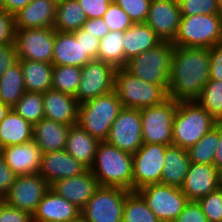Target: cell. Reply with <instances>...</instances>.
<instances>
[{
    "label": "cell",
    "instance_id": "obj_52",
    "mask_svg": "<svg viewBox=\"0 0 222 222\" xmlns=\"http://www.w3.org/2000/svg\"><path fill=\"white\" fill-rule=\"evenodd\" d=\"M31 0H3L4 11L15 15L23 9Z\"/></svg>",
    "mask_w": 222,
    "mask_h": 222
},
{
    "label": "cell",
    "instance_id": "obj_37",
    "mask_svg": "<svg viewBox=\"0 0 222 222\" xmlns=\"http://www.w3.org/2000/svg\"><path fill=\"white\" fill-rule=\"evenodd\" d=\"M81 77V67L53 66L51 89L75 96Z\"/></svg>",
    "mask_w": 222,
    "mask_h": 222
},
{
    "label": "cell",
    "instance_id": "obj_19",
    "mask_svg": "<svg viewBox=\"0 0 222 222\" xmlns=\"http://www.w3.org/2000/svg\"><path fill=\"white\" fill-rule=\"evenodd\" d=\"M53 66L83 67L92 61L83 51L81 29L74 32H55Z\"/></svg>",
    "mask_w": 222,
    "mask_h": 222
},
{
    "label": "cell",
    "instance_id": "obj_57",
    "mask_svg": "<svg viewBox=\"0 0 222 222\" xmlns=\"http://www.w3.org/2000/svg\"><path fill=\"white\" fill-rule=\"evenodd\" d=\"M4 10L3 0H0V11Z\"/></svg>",
    "mask_w": 222,
    "mask_h": 222
},
{
    "label": "cell",
    "instance_id": "obj_7",
    "mask_svg": "<svg viewBox=\"0 0 222 222\" xmlns=\"http://www.w3.org/2000/svg\"><path fill=\"white\" fill-rule=\"evenodd\" d=\"M175 46L210 48L222 43V14L182 16Z\"/></svg>",
    "mask_w": 222,
    "mask_h": 222
},
{
    "label": "cell",
    "instance_id": "obj_24",
    "mask_svg": "<svg viewBox=\"0 0 222 222\" xmlns=\"http://www.w3.org/2000/svg\"><path fill=\"white\" fill-rule=\"evenodd\" d=\"M80 211L77 206L50 188L32 217L42 222H67L80 216Z\"/></svg>",
    "mask_w": 222,
    "mask_h": 222
},
{
    "label": "cell",
    "instance_id": "obj_36",
    "mask_svg": "<svg viewBox=\"0 0 222 222\" xmlns=\"http://www.w3.org/2000/svg\"><path fill=\"white\" fill-rule=\"evenodd\" d=\"M216 122H222V81L208 80L195 100Z\"/></svg>",
    "mask_w": 222,
    "mask_h": 222
},
{
    "label": "cell",
    "instance_id": "obj_28",
    "mask_svg": "<svg viewBox=\"0 0 222 222\" xmlns=\"http://www.w3.org/2000/svg\"><path fill=\"white\" fill-rule=\"evenodd\" d=\"M99 142L77 124L70 127L65 150L90 169L94 163Z\"/></svg>",
    "mask_w": 222,
    "mask_h": 222
},
{
    "label": "cell",
    "instance_id": "obj_40",
    "mask_svg": "<svg viewBox=\"0 0 222 222\" xmlns=\"http://www.w3.org/2000/svg\"><path fill=\"white\" fill-rule=\"evenodd\" d=\"M102 19L110 31L125 32L134 23L129 15L117 4L111 3Z\"/></svg>",
    "mask_w": 222,
    "mask_h": 222
},
{
    "label": "cell",
    "instance_id": "obj_44",
    "mask_svg": "<svg viewBox=\"0 0 222 222\" xmlns=\"http://www.w3.org/2000/svg\"><path fill=\"white\" fill-rule=\"evenodd\" d=\"M174 222H208L198 201H189Z\"/></svg>",
    "mask_w": 222,
    "mask_h": 222
},
{
    "label": "cell",
    "instance_id": "obj_56",
    "mask_svg": "<svg viewBox=\"0 0 222 222\" xmlns=\"http://www.w3.org/2000/svg\"><path fill=\"white\" fill-rule=\"evenodd\" d=\"M67 222H85V220H84L83 217L80 215V216H78L76 219L71 220V221H67Z\"/></svg>",
    "mask_w": 222,
    "mask_h": 222
},
{
    "label": "cell",
    "instance_id": "obj_58",
    "mask_svg": "<svg viewBox=\"0 0 222 222\" xmlns=\"http://www.w3.org/2000/svg\"><path fill=\"white\" fill-rule=\"evenodd\" d=\"M28 222H42V221H38V220L34 219L33 217H31V219Z\"/></svg>",
    "mask_w": 222,
    "mask_h": 222
},
{
    "label": "cell",
    "instance_id": "obj_14",
    "mask_svg": "<svg viewBox=\"0 0 222 222\" xmlns=\"http://www.w3.org/2000/svg\"><path fill=\"white\" fill-rule=\"evenodd\" d=\"M49 189L50 184L39 173L17 175L3 200L10 206L33 215Z\"/></svg>",
    "mask_w": 222,
    "mask_h": 222
},
{
    "label": "cell",
    "instance_id": "obj_38",
    "mask_svg": "<svg viewBox=\"0 0 222 222\" xmlns=\"http://www.w3.org/2000/svg\"><path fill=\"white\" fill-rule=\"evenodd\" d=\"M12 110L34 125L44 118L43 93L25 92Z\"/></svg>",
    "mask_w": 222,
    "mask_h": 222
},
{
    "label": "cell",
    "instance_id": "obj_25",
    "mask_svg": "<svg viewBox=\"0 0 222 222\" xmlns=\"http://www.w3.org/2000/svg\"><path fill=\"white\" fill-rule=\"evenodd\" d=\"M70 125L46 118L33 125V140L42 154L64 150Z\"/></svg>",
    "mask_w": 222,
    "mask_h": 222
},
{
    "label": "cell",
    "instance_id": "obj_45",
    "mask_svg": "<svg viewBox=\"0 0 222 222\" xmlns=\"http://www.w3.org/2000/svg\"><path fill=\"white\" fill-rule=\"evenodd\" d=\"M31 217L30 213L14 208L4 200L0 203V222H28Z\"/></svg>",
    "mask_w": 222,
    "mask_h": 222
},
{
    "label": "cell",
    "instance_id": "obj_34",
    "mask_svg": "<svg viewBox=\"0 0 222 222\" xmlns=\"http://www.w3.org/2000/svg\"><path fill=\"white\" fill-rule=\"evenodd\" d=\"M218 142L219 122L196 144L187 149L190 161L198 164H213Z\"/></svg>",
    "mask_w": 222,
    "mask_h": 222
},
{
    "label": "cell",
    "instance_id": "obj_41",
    "mask_svg": "<svg viewBox=\"0 0 222 222\" xmlns=\"http://www.w3.org/2000/svg\"><path fill=\"white\" fill-rule=\"evenodd\" d=\"M198 203L201 205L208 222H220L222 220V187L200 198Z\"/></svg>",
    "mask_w": 222,
    "mask_h": 222
},
{
    "label": "cell",
    "instance_id": "obj_42",
    "mask_svg": "<svg viewBox=\"0 0 222 222\" xmlns=\"http://www.w3.org/2000/svg\"><path fill=\"white\" fill-rule=\"evenodd\" d=\"M151 0H116L119 5L130 17L133 23H145L149 13Z\"/></svg>",
    "mask_w": 222,
    "mask_h": 222
},
{
    "label": "cell",
    "instance_id": "obj_35",
    "mask_svg": "<svg viewBox=\"0 0 222 222\" xmlns=\"http://www.w3.org/2000/svg\"><path fill=\"white\" fill-rule=\"evenodd\" d=\"M122 222H160L137 191H130L124 202Z\"/></svg>",
    "mask_w": 222,
    "mask_h": 222
},
{
    "label": "cell",
    "instance_id": "obj_55",
    "mask_svg": "<svg viewBox=\"0 0 222 222\" xmlns=\"http://www.w3.org/2000/svg\"><path fill=\"white\" fill-rule=\"evenodd\" d=\"M218 169V177H219V184L222 187V165L217 168Z\"/></svg>",
    "mask_w": 222,
    "mask_h": 222
},
{
    "label": "cell",
    "instance_id": "obj_17",
    "mask_svg": "<svg viewBox=\"0 0 222 222\" xmlns=\"http://www.w3.org/2000/svg\"><path fill=\"white\" fill-rule=\"evenodd\" d=\"M87 170L85 165L64 149L42 154L39 174L51 186L58 180L79 176Z\"/></svg>",
    "mask_w": 222,
    "mask_h": 222
},
{
    "label": "cell",
    "instance_id": "obj_29",
    "mask_svg": "<svg viewBox=\"0 0 222 222\" xmlns=\"http://www.w3.org/2000/svg\"><path fill=\"white\" fill-rule=\"evenodd\" d=\"M33 139V125L12 109L0 123V145L24 144Z\"/></svg>",
    "mask_w": 222,
    "mask_h": 222
},
{
    "label": "cell",
    "instance_id": "obj_12",
    "mask_svg": "<svg viewBox=\"0 0 222 222\" xmlns=\"http://www.w3.org/2000/svg\"><path fill=\"white\" fill-rule=\"evenodd\" d=\"M166 149L164 144L144 143L133 154V191L160 183Z\"/></svg>",
    "mask_w": 222,
    "mask_h": 222
},
{
    "label": "cell",
    "instance_id": "obj_10",
    "mask_svg": "<svg viewBox=\"0 0 222 222\" xmlns=\"http://www.w3.org/2000/svg\"><path fill=\"white\" fill-rule=\"evenodd\" d=\"M160 222L174 221L189 202L180 187L151 184L137 191Z\"/></svg>",
    "mask_w": 222,
    "mask_h": 222
},
{
    "label": "cell",
    "instance_id": "obj_50",
    "mask_svg": "<svg viewBox=\"0 0 222 222\" xmlns=\"http://www.w3.org/2000/svg\"><path fill=\"white\" fill-rule=\"evenodd\" d=\"M17 175L8 167L4 158L0 156V197L3 199L13 183Z\"/></svg>",
    "mask_w": 222,
    "mask_h": 222
},
{
    "label": "cell",
    "instance_id": "obj_61",
    "mask_svg": "<svg viewBox=\"0 0 222 222\" xmlns=\"http://www.w3.org/2000/svg\"><path fill=\"white\" fill-rule=\"evenodd\" d=\"M1 154H2V147H1V145H0V156H1Z\"/></svg>",
    "mask_w": 222,
    "mask_h": 222
},
{
    "label": "cell",
    "instance_id": "obj_4",
    "mask_svg": "<svg viewBox=\"0 0 222 222\" xmlns=\"http://www.w3.org/2000/svg\"><path fill=\"white\" fill-rule=\"evenodd\" d=\"M216 123L196 101H180L172 128V145L187 150L196 144Z\"/></svg>",
    "mask_w": 222,
    "mask_h": 222
},
{
    "label": "cell",
    "instance_id": "obj_31",
    "mask_svg": "<svg viewBox=\"0 0 222 222\" xmlns=\"http://www.w3.org/2000/svg\"><path fill=\"white\" fill-rule=\"evenodd\" d=\"M87 17L77 0L57 2L53 28L58 32H74L81 29Z\"/></svg>",
    "mask_w": 222,
    "mask_h": 222
},
{
    "label": "cell",
    "instance_id": "obj_3",
    "mask_svg": "<svg viewBox=\"0 0 222 222\" xmlns=\"http://www.w3.org/2000/svg\"><path fill=\"white\" fill-rule=\"evenodd\" d=\"M115 90L84 102L78 107V125L99 141H106L122 109Z\"/></svg>",
    "mask_w": 222,
    "mask_h": 222
},
{
    "label": "cell",
    "instance_id": "obj_48",
    "mask_svg": "<svg viewBox=\"0 0 222 222\" xmlns=\"http://www.w3.org/2000/svg\"><path fill=\"white\" fill-rule=\"evenodd\" d=\"M18 62L15 44H0V77Z\"/></svg>",
    "mask_w": 222,
    "mask_h": 222
},
{
    "label": "cell",
    "instance_id": "obj_8",
    "mask_svg": "<svg viewBox=\"0 0 222 222\" xmlns=\"http://www.w3.org/2000/svg\"><path fill=\"white\" fill-rule=\"evenodd\" d=\"M177 106L178 101L168 98L159 105L140 109L143 143L172 145Z\"/></svg>",
    "mask_w": 222,
    "mask_h": 222
},
{
    "label": "cell",
    "instance_id": "obj_53",
    "mask_svg": "<svg viewBox=\"0 0 222 222\" xmlns=\"http://www.w3.org/2000/svg\"><path fill=\"white\" fill-rule=\"evenodd\" d=\"M213 165L216 168L222 165V122H219V142L213 159Z\"/></svg>",
    "mask_w": 222,
    "mask_h": 222
},
{
    "label": "cell",
    "instance_id": "obj_11",
    "mask_svg": "<svg viewBox=\"0 0 222 222\" xmlns=\"http://www.w3.org/2000/svg\"><path fill=\"white\" fill-rule=\"evenodd\" d=\"M55 32L54 28L15 30L14 44L18 60H31L52 64Z\"/></svg>",
    "mask_w": 222,
    "mask_h": 222
},
{
    "label": "cell",
    "instance_id": "obj_20",
    "mask_svg": "<svg viewBox=\"0 0 222 222\" xmlns=\"http://www.w3.org/2000/svg\"><path fill=\"white\" fill-rule=\"evenodd\" d=\"M98 187L99 183L90 169L79 176L58 180L50 186L53 191L80 210L87 204Z\"/></svg>",
    "mask_w": 222,
    "mask_h": 222
},
{
    "label": "cell",
    "instance_id": "obj_21",
    "mask_svg": "<svg viewBox=\"0 0 222 222\" xmlns=\"http://www.w3.org/2000/svg\"><path fill=\"white\" fill-rule=\"evenodd\" d=\"M1 156L16 175L39 173L42 153L33 139L3 147Z\"/></svg>",
    "mask_w": 222,
    "mask_h": 222
},
{
    "label": "cell",
    "instance_id": "obj_16",
    "mask_svg": "<svg viewBox=\"0 0 222 222\" xmlns=\"http://www.w3.org/2000/svg\"><path fill=\"white\" fill-rule=\"evenodd\" d=\"M178 0H151L145 23L162 41H173L181 21Z\"/></svg>",
    "mask_w": 222,
    "mask_h": 222
},
{
    "label": "cell",
    "instance_id": "obj_1",
    "mask_svg": "<svg viewBox=\"0 0 222 222\" xmlns=\"http://www.w3.org/2000/svg\"><path fill=\"white\" fill-rule=\"evenodd\" d=\"M210 79L209 48L175 46L168 79V98L195 101Z\"/></svg>",
    "mask_w": 222,
    "mask_h": 222
},
{
    "label": "cell",
    "instance_id": "obj_27",
    "mask_svg": "<svg viewBox=\"0 0 222 222\" xmlns=\"http://www.w3.org/2000/svg\"><path fill=\"white\" fill-rule=\"evenodd\" d=\"M161 41L147 23H134L124 32V59L128 62Z\"/></svg>",
    "mask_w": 222,
    "mask_h": 222
},
{
    "label": "cell",
    "instance_id": "obj_9",
    "mask_svg": "<svg viewBox=\"0 0 222 222\" xmlns=\"http://www.w3.org/2000/svg\"><path fill=\"white\" fill-rule=\"evenodd\" d=\"M130 191L110 186H100L80 215L85 222H122L124 202Z\"/></svg>",
    "mask_w": 222,
    "mask_h": 222
},
{
    "label": "cell",
    "instance_id": "obj_22",
    "mask_svg": "<svg viewBox=\"0 0 222 222\" xmlns=\"http://www.w3.org/2000/svg\"><path fill=\"white\" fill-rule=\"evenodd\" d=\"M56 5L55 0H31L14 15L15 30L53 28Z\"/></svg>",
    "mask_w": 222,
    "mask_h": 222
},
{
    "label": "cell",
    "instance_id": "obj_26",
    "mask_svg": "<svg viewBox=\"0 0 222 222\" xmlns=\"http://www.w3.org/2000/svg\"><path fill=\"white\" fill-rule=\"evenodd\" d=\"M191 161L188 151L179 146H167L160 184L181 187L185 181Z\"/></svg>",
    "mask_w": 222,
    "mask_h": 222
},
{
    "label": "cell",
    "instance_id": "obj_33",
    "mask_svg": "<svg viewBox=\"0 0 222 222\" xmlns=\"http://www.w3.org/2000/svg\"><path fill=\"white\" fill-rule=\"evenodd\" d=\"M124 32L110 31L99 42L98 60L112 65L115 69L125 68L123 48Z\"/></svg>",
    "mask_w": 222,
    "mask_h": 222
},
{
    "label": "cell",
    "instance_id": "obj_2",
    "mask_svg": "<svg viewBox=\"0 0 222 222\" xmlns=\"http://www.w3.org/2000/svg\"><path fill=\"white\" fill-rule=\"evenodd\" d=\"M91 172L100 186L133 191V154L100 141Z\"/></svg>",
    "mask_w": 222,
    "mask_h": 222
},
{
    "label": "cell",
    "instance_id": "obj_32",
    "mask_svg": "<svg viewBox=\"0 0 222 222\" xmlns=\"http://www.w3.org/2000/svg\"><path fill=\"white\" fill-rule=\"evenodd\" d=\"M25 92L24 77L18 61L0 77V101L12 108Z\"/></svg>",
    "mask_w": 222,
    "mask_h": 222
},
{
    "label": "cell",
    "instance_id": "obj_47",
    "mask_svg": "<svg viewBox=\"0 0 222 222\" xmlns=\"http://www.w3.org/2000/svg\"><path fill=\"white\" fill-rule=\"evenodd\" d=\"M210 79L222 81V43L209 48Z\"/></svg>",
    "mask_w": 222,
    "mask_h": 222
},
{
    "label": "cell",
    "instance_id": "obj_30",
    "mask_svg": "<svg viewBox=\"0 0 222 222\" xmlns=\"http://www.w3.org/2000/svg\"><path fill=\"white\" fill-rule=\"evenodd\" d=\"M26 92L45 93L52 88L53 65L31 60H18Z\"/></svg>",
    "mask_w": 222,
    "mask_h": 222
},
{
    "label": "cell",
    "instance_id": "obj_18",
    "mask_svg": "<svg viewBox=\"0 0 222 222\" xmlns=\"http://www.w3.org/2000/svg\"><path fill=\"white\" fill-rule=\"evenodd\" d=\"M219 187L218 169L213 164L191 162L180 188L189 201H198Z\"/></svg>",
    "mask_w": 222,
    "mask_h": 222
},
{
    "label": "cell",
    "instance_id": "obj_60",
    "mask_svg": "<svg viewBox=\"0 0 222 222\" xmlns=\"http://www.w3.org/2000/svg\"><path fill=\"white\" fill-rule=\"evenodd\" d=\"M109 1L110 3H115L116 0H107Z\"/></svg>",
    "mask_w": 222,
    "mask_h": 222
},
{
    "label": "cell",
    "instance_id": "obj_6",
    "mask_svg": "<svg viewBox=\"0 0 222 222\" xmlns=\"http://www.w3.org/2000/svg\"><path fill=\"white\" fill-rule=\"evenodd\" d=\"M114 90L125 108L142 109L168 99V92L161 85L145 82L125 68L116 69Z\"/></svg>",
    "mask_w": 222,
    "mask_h": 222
},
{
    "label": "cell",
    "instance_id": "obj_46",
    "mask_svg": "<svg viewBox=\"0 0 222 222\" xmlns=\"http://www.w3.org/2000/svg\"><path fill=\"white\" fill-rule=\"evenodd\" d=\"M87 19L102 18L111 4L107 0H77Z\"/></svg>",
    "mask_w": 222,
    "mask_h": 222
},
{
    "label": "cell",
    "instance_id": "obj_59",
    "mask_svg": "<svg viewBox=\"0 0 222 222\" xmlns=\"http://www.w3.org/2000/svg\"><path fill=\"white\" fill-rule=\"evenodd\" d=\"M219 1V5L221 7V10H222V0H218Z\"/></svg>",
    "mask_w": 222,
    "mask_h": 222
},
{
    "label": "cell",
    "instance_id": "obj_49",
    "mask_svg": "<svg viewBox=\"0 0 222 222\" xmlns=\"http://www.w3.org/2000/svg\"><path fill=\"white\" fill-rule=\"evenodd\" d=\"M99 42V38L81 28V45L83 46L84 53L91 60H98Z\"/></svg>",
    "mask_w": 222,
    "mask_h": 222
},
{
    "label": "cell",
    "instance_id": "obj_13",
    "mask_svg": "<svg viewBox=\"0 0 222 222\" xmlns=\"http://www.w3.org/2000/svg\"><path fill=\"white\" fill-rule=\"evenodd\" d=\"M116 69L103 61L92 60L81 68V81L74 96L82 104L114 90Z\"/></svg>",
    "mask_w": 222,
    "mask_h": 222
},
{
    "label": "cell",
    "instance_id": "obj_23",
    "mask_svg": "<svg viewBox=\"0 0 222 222\" xmlns=\"http://www.w3.org/2000/svg\"><path fill=\"white\" fill-rule=\"evenodd\" d=\"M44 118L70 126L78 123L79 104L73 95L47 90L43 93Z\"/></svg>",
    "mask_w": 222,
    "mask_h": 222
},
{
    "label": "cell",
    "instance_id": "obj_43",
    "mask_svg": "<svg viewBox=\"0 0 222 222\" xmlns=\"http://www.w3.org/2000/svg\"><path fill=\"white\" fill-rule=\"evenodd\" d=\"M15 22L14 15L0 11V44H14Z\"/></svg>",
    "mask_w": 222,
    "mask_h": 222
},
{
    "label": "cell",
    "instance_id": "obj_51",
    "mask_svg": "<svg viewBox=\"0 0 222 222\" xmlns=\"http://www.w3.org/2000/svg\"><path fill=\"white\" fill-rule=\"evenodd\" d=\"M82 28L99 39H102L110 32L102 18L87 19Z\"/></svg>",
    "mask_w": 222,
    "mask_h": 222
},
{
    "label": "cell",
    "instance_id": "obj_15",
    "mask_svg": "<svg viewBox=\"0 0 222 222\" xmlns=\"http://www.w3.org/2000/svg\"><path fill=\"white\" fill-rule=\"evenodd\" d=\"M120 150L134 154L144 143L140 109L123 107L106 140Z\"/></svg>",
    "mask_w": 222,
    "mask_h": 222
},
{
    "label": "cell",
    "instance_id": "obj_5",
    "mask_svg": "<svg viewBox=\"0 0 222 222\" xmlns=\"http://www.w3.org/2000/svg\"><path fill=\"white\" fill-rule=\"evenodd\" d=\"M175 45L171 41H161L148 51L130 59L125 69L135 77L156 85L168 92V79Z\"/></svg>",
    "mask_w": 222,
    "mask_h": 222
},
{
    "label": "cell",
    "instance_id": "obj_39",
    "mask_svg": "<svg viewBox=\"0 0 222 222\" xmlns=\"http://www.w3.org/2000/svg\"><path fill=\"white\" fill-rule=\"evenodd\" d=\"M181 16L222 14L218 0H178Z\"/></svg>",
    "mask_w": 222,
    "mask_h": 222
},
{
    "label": "cell",
    "instance_id": "obj_54",
    "mask_svg": "<svg viewBox=\"0 0 222 222\" xmlns=\"http://www.w3.org/2000/svg\"><path fill=\"white\" fill-rule=\"evenodd\" d=\"M12 108L9 105L3 104L0 101V123L4 120L6 115L10 112Z\"/></svg>",
    "mask_w": 222,
    "mask_h": 222
}]
</instances>
